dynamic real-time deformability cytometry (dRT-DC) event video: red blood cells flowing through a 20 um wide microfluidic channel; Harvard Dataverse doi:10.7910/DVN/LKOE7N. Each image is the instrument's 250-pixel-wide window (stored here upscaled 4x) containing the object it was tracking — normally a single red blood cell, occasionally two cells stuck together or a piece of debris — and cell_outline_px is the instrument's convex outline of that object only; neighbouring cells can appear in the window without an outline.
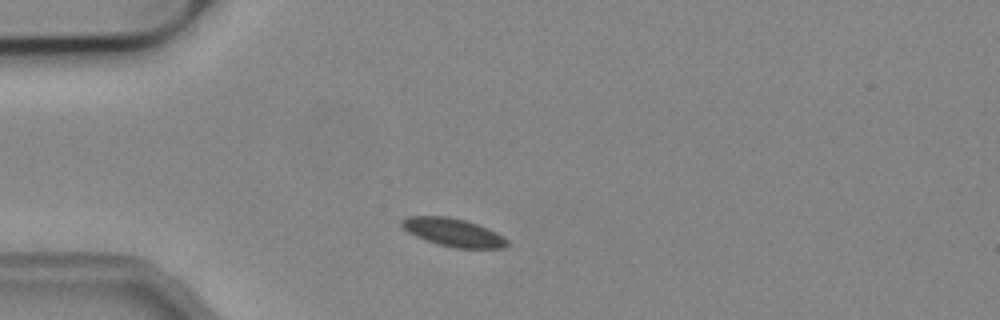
{"species": "common noctule bat (a hibernating species)", "species_latin": "Nyctalus noctula", "temperature_condition": "cold", "stored_images_in_passage": 28, "camera_frame_rate_fps": 3000, "um_per_image_px": 0.085, "animal": {"sex": "male", "body_mass_g": 19.2, "forearm_length_mm": 51.8}, "frame": {"image": 1, "passage_image": 6, "time_ms": 1.667, "image_size_px": [1000, 320], "cell_outline_px": [[508, 244], [504, 248], [456, 248], [440, 244], [416, 236], [408, 232], [400, 224], [400, 220], [408, 216], [448, 216], [468, 220], [488, 228], [504, 236], [508, 240]], "centroid_in_image_um": [38.55, 19.73], "position_along_channel_um": 46.4, "area_um2": 17.28}}
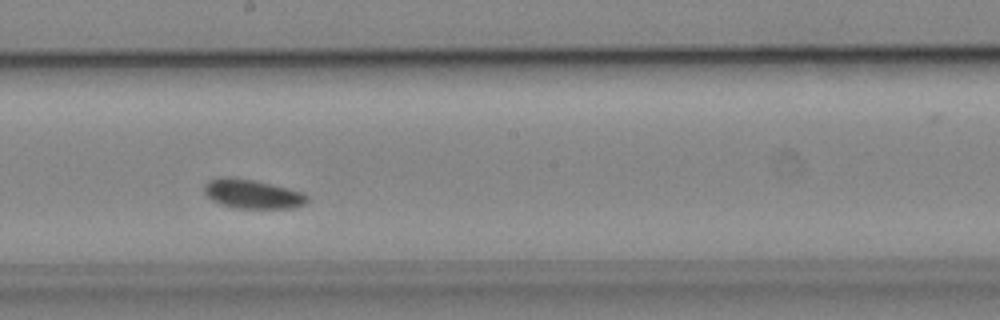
{"frame": {"image": 2, "passage_image": 22, "time_ms": 7.0, "image_size_px": [1000, 320], "cell_outline_px": [[308, 200], [304, 204], [296, 208], [232, 208], [220, 204], [212, 200], [204, 192], [204, 184], [208, 180], [220, 176], [232, 176], [252, 180], [288, 188], [304, 192], [308, 196]], "centroid_in_image_um": [21.43, 16.48], "position_along_channel_um": 226.8, "area_um2": 17.69}}
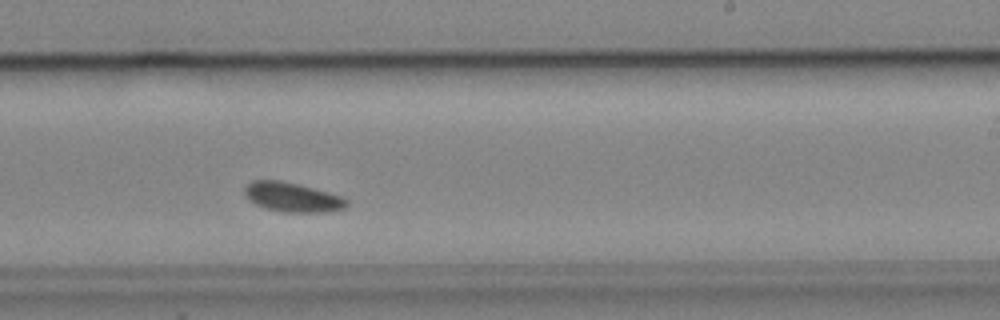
{"frame": {"image": 3, "passage_image": 25, "time_ms": 8.0, "image_size_px": [1000, 320], "cell_outline_px": [[348, 204], [344, 208], [332, 212], [280, 212], [264, 208], [248, 200], [244, 192], [244, 188], [252, 180], [280, 180], [344, 196], [348, 200]], "centroid_in_image_um": [24.86, 16.77], "position_along_channel_um": 264.1, "area_um2": 17.63}}